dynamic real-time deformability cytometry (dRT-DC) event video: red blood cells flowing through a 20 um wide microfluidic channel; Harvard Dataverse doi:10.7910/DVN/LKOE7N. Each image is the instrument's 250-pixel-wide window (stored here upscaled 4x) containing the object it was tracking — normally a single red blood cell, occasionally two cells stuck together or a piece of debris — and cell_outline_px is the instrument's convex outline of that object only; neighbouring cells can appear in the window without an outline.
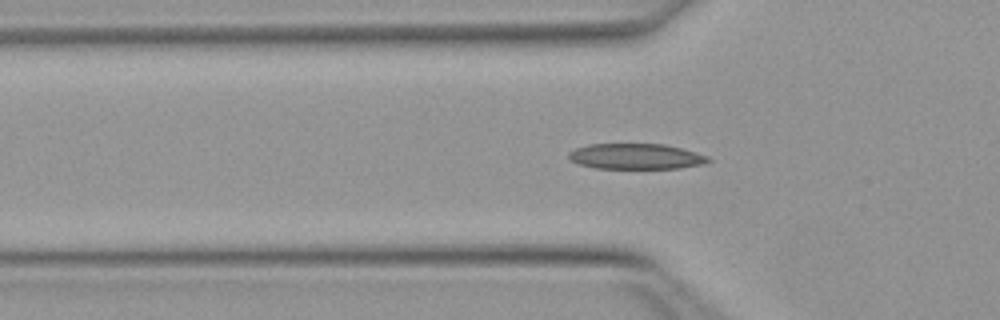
{"species": "Egyptian fruit bat (a non-hibernating species)", "species_latin": "Rousettus aegyptiacus", "temperature_condition": "warm", "stored_images_in_passage": 37, "camera_frame_rate_fps": 3000, "um_per_image_px": 0.085, "animal": {"sex": "female"}, "frame": {"image": 1, "passage_image": 2, "time_ms": 0.333, "image_size_px": [1000, 320], "cell_outline_px": [[712, 160], [704, 164], [680, 168], [596, 168], [580, 164], [568, 160], [568, 152], [576, 148], [588, 144], [664, 144], [696, 152], [708, 156]], "centroid_in_image_um": [54.05, 13.29], "position_along_channel_um": 71.8, "area_um2": 20.81}}
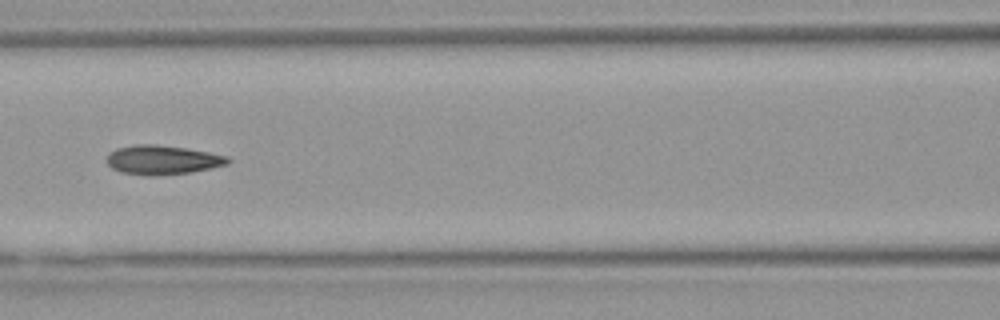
{"frame": {"image": 2, "passage_image": 8, "time_ms": 2.333, "image_size_px": [1000, 320], "cell_outline_px": [[232, 160], [228, 164], [212, 168], [188, 172], [152, 176], [120, 172], [112, 168], [108, 164], [108, 152], [116, 148], [136, 144], [156, 144], [188, 148], [228, 156]], "centroid_in_image_um": [13.82, 13.58], "position_along_channel_um": 152.8, "area_um2": 20.63}}
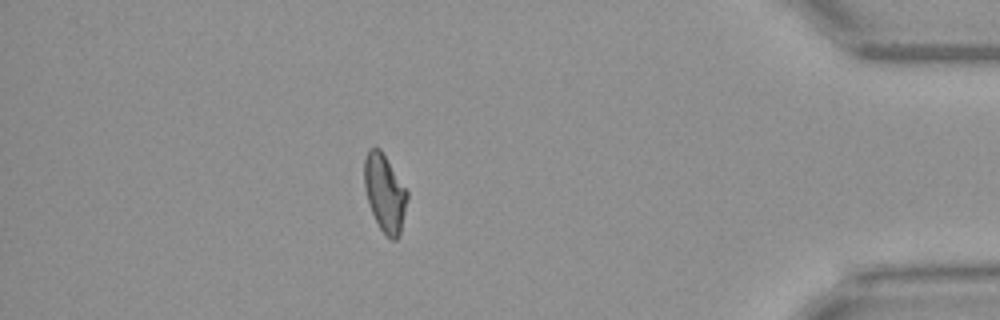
{"frame": {"image": 3, "passage_image": 30, "time_ms": 9.667, "image_size_px": [1000, 320], "cell_outline_px": [[408, 196], [400, 236], [396, 240], [392, 240], [380, 228], [372, 212], [364, 188], [364, 160], [368, 148], [380, 148], [408, 192]], "centroid_in_image_um": [32.7, 16.4], "position_along_channel_um": 402.5, "area_um2": 19.19}, "authors_computed_cell_mechanics": {"area_um2": 19.7676, "velocity_mm_per_s": 4.0153, "shape_relaxation_time_tau1_ms": 4.9592, "shape_relaxation_time_tau2_ms": 2.4882, "deformation_change_tau1": 0.1908, "deformation_change_tau2": 0.0943}}